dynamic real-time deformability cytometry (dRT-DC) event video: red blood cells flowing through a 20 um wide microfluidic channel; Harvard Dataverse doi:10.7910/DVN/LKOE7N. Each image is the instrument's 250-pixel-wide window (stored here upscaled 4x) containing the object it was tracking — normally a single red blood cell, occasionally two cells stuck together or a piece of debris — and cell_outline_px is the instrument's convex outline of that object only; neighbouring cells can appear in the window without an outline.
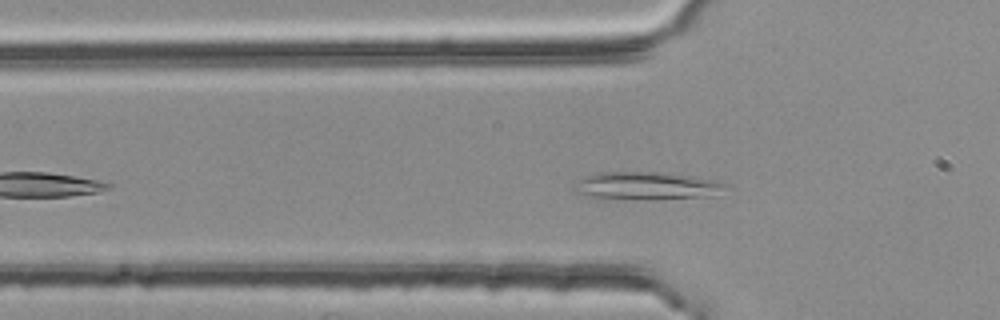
{"species": "common noctule bat (a hibernating species)", "species_latin": "Nyctalus noctula", "temperature_condition": "room temperature", "stored_images_in_passage": 37, "camera_frame_rate_fps": 3000, "um_per_image_px": 0.085, "animal": {"sex": "female", "body_mass_g": 25.1}, "frame": {"image": 1, "passage_image": 7, "time_ms": 2.0, "image_size_px": [1000, 320], "cell_outline_px": [[724, 188], [716, 196], [644, 200], [592, 196], [576, 192], [572, 188], [580, 180], [596, 172], [656, 172], [692, 176], [716, 180], [724, 184]], "centroid_in_image_um": [55.0, 15.8], "position_along_channel_um": 70.8, "area_um2": 24.22}}
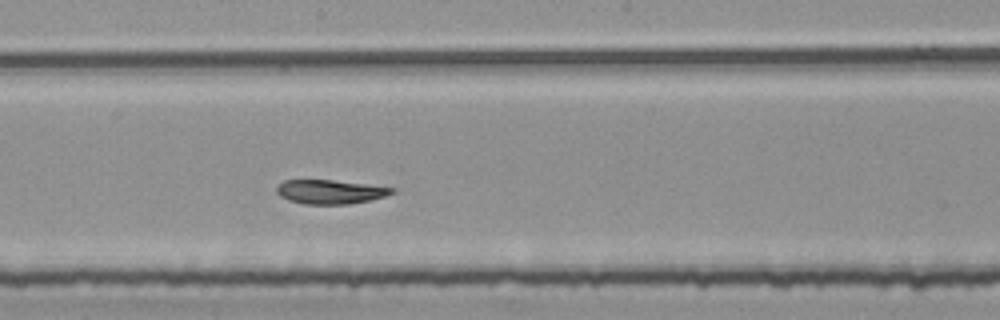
{"frame": {"image": 2, "passage_image": 19, "time_ms": 6.0, "image_size_px": [1000, 320], "cell_outline_px": [[396, 192], [384, 196], [368, 200], [348, 204], [304, 204], [288, 200], [280, 196], [276, 192], [276, 188], [284, 180], [332, 180], [396, 188]], "centroid_in_image_um": [28.05, 16.3], "position_along_channel_um": 220.2, "area_um2": 16.01}}
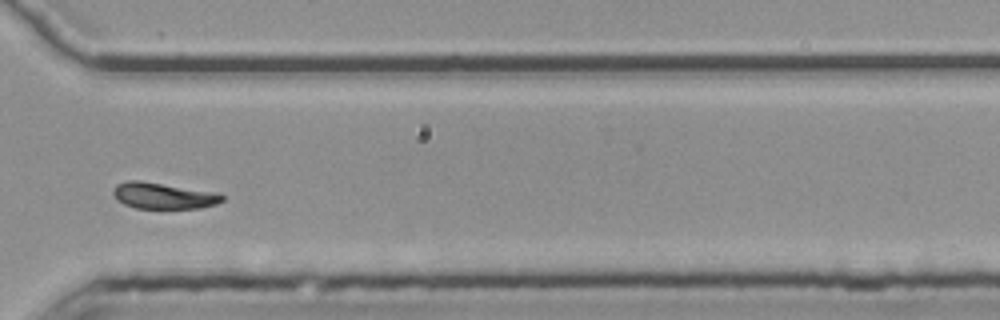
{"frame": {"image": 3, "passage_image": 30, "time_ms": 9.667, "image_size_px": [1000, 320], "cell_outline_px": [[224, 200], [216, 204], [200, 208], [136, 208], [124, 204], [116, 200], [112, 192], [116, 184], [128, 180], [140, 180], [216, 192], [224, 196]], "centroid_in_image_um": [13.87, 16.63], "position_along_channel_um": 356.7, "area_um2": 16.7}, "authors_computed_cell_mechanics": {"area_um2": 17.3978, "velocity_mm_per_s": 3.7299, "shape_relaxation_time_tau1_ms": 8.9425, "shape_relaxation_time_tau2_ms": 1.391, "deformation_change_tau1": 0.1982, "deformation_change_tau2": 0.0664}}